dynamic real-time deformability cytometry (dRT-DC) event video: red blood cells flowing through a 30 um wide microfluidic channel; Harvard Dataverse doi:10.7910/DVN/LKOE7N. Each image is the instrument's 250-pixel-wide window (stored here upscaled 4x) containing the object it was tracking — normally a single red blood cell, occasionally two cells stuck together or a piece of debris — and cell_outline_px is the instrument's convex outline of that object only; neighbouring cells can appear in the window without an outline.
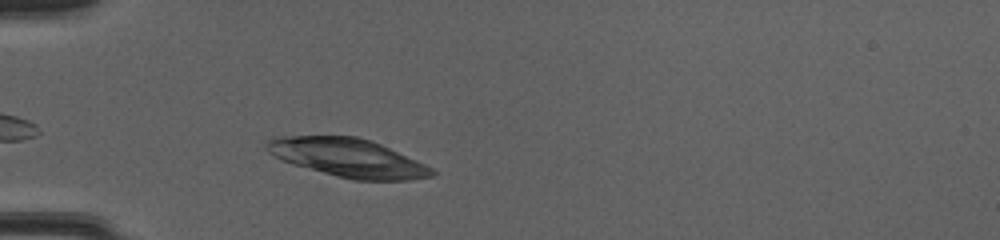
{"species": "common noctule bat (a hibernating species)", "species_latin": "Nyctalus noctula", "temperature_condition": "cold", "stored_images_in_passage": 34, "camera_frame_rate_fps": 3000, "um_per_image_px": 0.085, "animal": {"sex": "female", "body_mass_g": 20.0, "forearm_length_mm": 54.0}, "frame": {"image": 1, "passage_image": 4, "time_ms": 1.0, "image_size_px": [1000, 240], "cell_outline_px": [[436, 172], [432, 176], [412, 180], [352, 180], [336, 176], [292, 164], [280, 160], [268, 152], [264, 148], [264, 144], [272, 136], [356, 136], [372, 140], [424, 164], [432, 168]], "centroid_in_image_um": [29.51, 13.4], "position_along_channel_um": 55.5, "area_um2": 37.11}}